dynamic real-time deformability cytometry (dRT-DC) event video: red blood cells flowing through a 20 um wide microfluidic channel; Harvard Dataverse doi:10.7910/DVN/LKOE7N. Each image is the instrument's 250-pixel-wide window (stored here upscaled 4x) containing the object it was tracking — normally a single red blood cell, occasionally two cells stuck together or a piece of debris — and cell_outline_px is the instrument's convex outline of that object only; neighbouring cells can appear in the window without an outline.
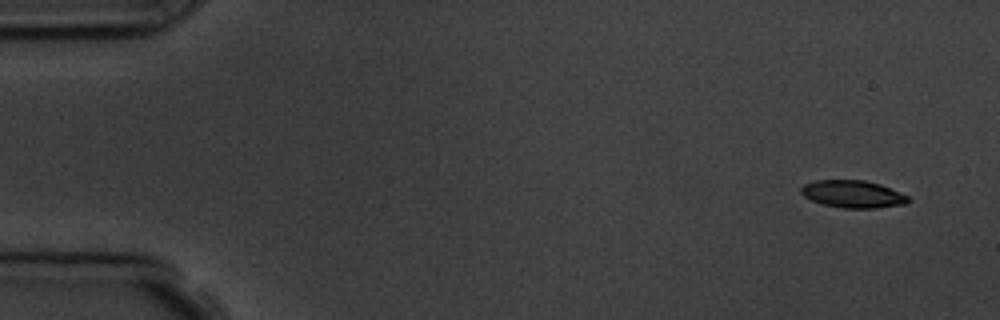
{"species": "common noctule bat (a hibernating species)", "species_latin": "Nyctalus noctula", "temperature_condition": "room temperature", "stored_images_in_passage": 4, "camera_frame_rate_fps": 3000, "um_per_image_px": 0.085, "animal": {"sex": "male", "body_mass_g": 19.5, "forearm_length_mm": 54.6}, "frame": {"image": 1, "passage_image": 1, "time_ms": 0.0, "image_size_px": [1000, 320], "cell_outline_px": [[908, 204], [876, 208], [844, 208], [824, 204], [812, 200], [804, 196], [800, 192], [800, 188], [804, 184], [816, 180], [864, 180], [880, 184], [908, 196]], "centroid_in_image_um": [72.49, 16.49], "position_along_channel_um": 12.5, "area_um2": 16.99}}
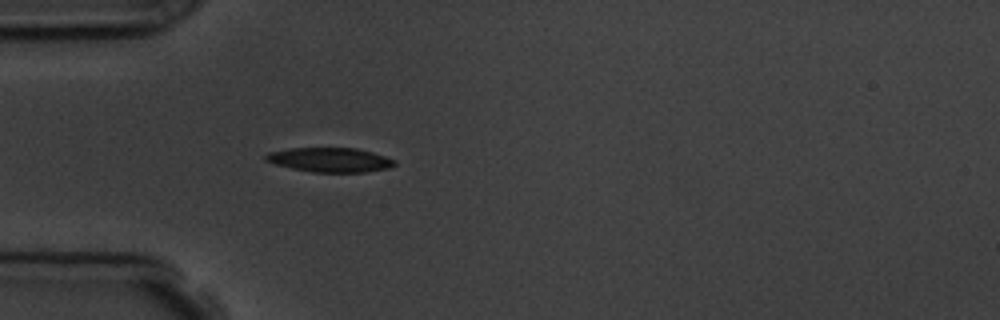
{"frame": {"image": 2, "passage_image": 4, "time_ms": 4.333, "image_size_px": [1000, 320], "cell_outline_px": [[396, 164], [388, 168], [364, 172], [312, 172], [292, 168], [276, 164], [264, 160], [264, 156], [268, 152], [292, 148], [356, 148], [372, 152], [396, 160]], "centroid_in_image_um": [28.04, 13.58], "position_along_channel_um": 57.0, "area_um2": 18.21}}